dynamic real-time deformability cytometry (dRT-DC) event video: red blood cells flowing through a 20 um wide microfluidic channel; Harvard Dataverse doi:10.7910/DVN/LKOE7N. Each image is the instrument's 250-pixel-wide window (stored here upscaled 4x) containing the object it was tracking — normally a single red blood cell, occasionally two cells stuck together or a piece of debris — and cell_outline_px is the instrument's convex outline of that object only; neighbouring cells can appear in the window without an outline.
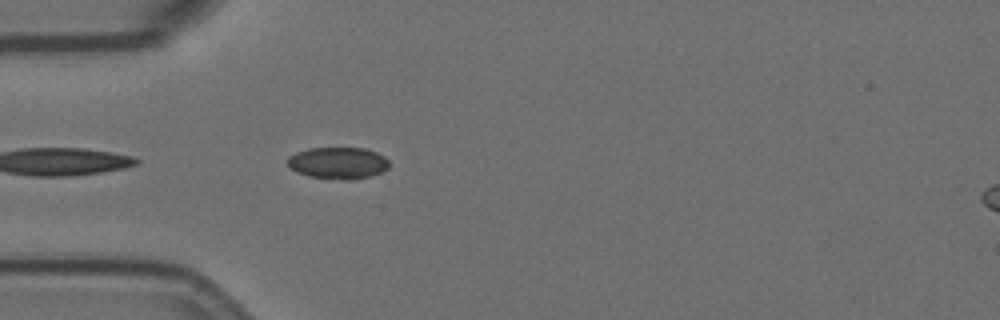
{"species": "Egyptian fruit bat (a non-hibernating species)", "species_latin": "Rousettus aegyptiacus", "temperature_condition": "room temperature", "stored_images_in_passage": 18, "camera_frame_rate_fps": 3000, "um_per_image_px": 0.085, "animal": {"sex": "female"}, "frame": {"image": 1, "passage_image": 2, "time_ms": 0.333, "image_size_px": [1000, 320], "cell_outline_px": [[388, 168], [372, 176], [352, 180], [344, 180], [308, 176], [296, 172], [288, 164], [288, 156], [296, 152], [312, 148], [364, 148], [376, 152], [384, 156], [388, 160]], "centroid_in_image_um": [28.74, 13.86], "position_along_channel_um": 56.3, "area_um2": 18.79}}
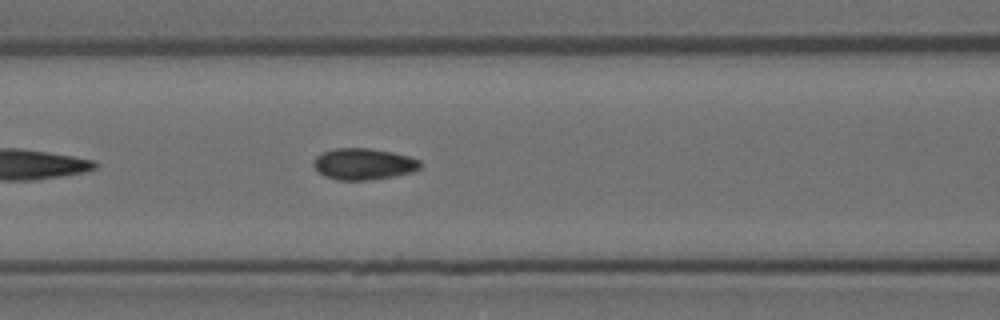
{"frame": {"image": 2, "passage_image": 9, "time_ms": 2.667, "image_size_px": [1000, 320], "cell_outline_px": [[420, 168], [408, 172], [392, 176], [364, 180], [336, 180], [324, 176], [312, 164], [312, 160], [320, 152], [336, 148], [368, 148], [392, 152], [408, 156], [420, 160]], "centroid_in_image_um": [30.83, 13.92], "position_along_channel_um": 135.8, "area_um2": 19.36}}
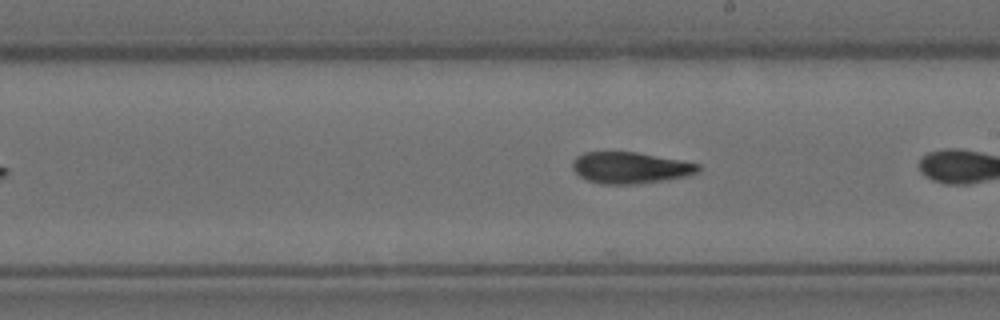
{"frame": {"image": 3, "passage_image": 15, "time_ms": 4.667, "image_size_px": [1000, 320], "cell_outline_px": [[700, 172], [688, 176], [668, 180], [636, 184], [600, 184], [588, 180], [580, 176], [572, 168], [572, 160], [576, 156], [584, 152], [636, 152], [680, 160], [700, 164]], "centroid_in_image_um": [53.59, 14.26], "position_along_channel_um": 235.4, "area_um2": 23.18}}